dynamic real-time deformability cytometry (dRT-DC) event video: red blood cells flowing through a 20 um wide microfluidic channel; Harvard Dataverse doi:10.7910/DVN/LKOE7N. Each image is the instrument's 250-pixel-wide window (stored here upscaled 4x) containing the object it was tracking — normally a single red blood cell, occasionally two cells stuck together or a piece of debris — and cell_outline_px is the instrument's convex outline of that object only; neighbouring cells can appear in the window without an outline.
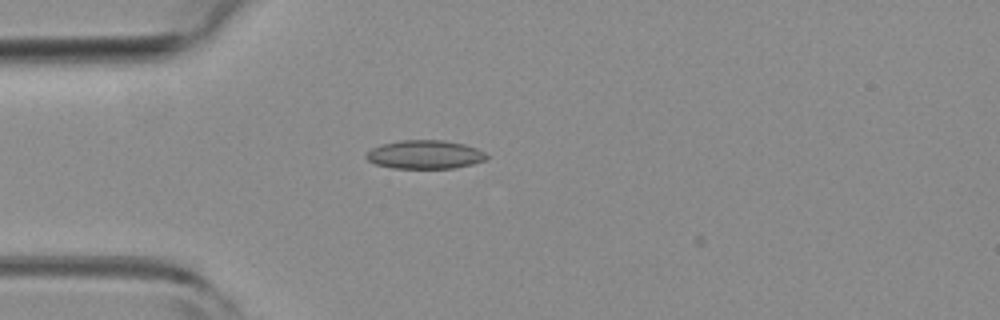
{"species": "common noctule bat (a hibernating species)", "species_latin": "Nyctalus noctula", "temperature_condition": "room temperature", "stored_images_in_passage": 5, "camera_frame_rate_fps": 3000, "um_per_image_px": 0.085, "animal": {"sex": "female", "body_mass_g": 19.3, "forearm_length_mm": 54.1}, "frame": {"image": 1, "passage_image": 4, "time_ms": 1.0, "image_size_px": [1000, 320], "cell_outline_px": [[488, 160], [472, 164], [452, 168], [392, 168], [376, 164], [368, 160], [364, 156], [372, 148], [384, 144], [400, 140], [444, 140], [464, 144], [476, 148], [484, 152], [488, 156]], "centroid_in_image_um": [36.14, 13.14], "position_along_channel_um": 48.9, "area_um2": 20.0}}